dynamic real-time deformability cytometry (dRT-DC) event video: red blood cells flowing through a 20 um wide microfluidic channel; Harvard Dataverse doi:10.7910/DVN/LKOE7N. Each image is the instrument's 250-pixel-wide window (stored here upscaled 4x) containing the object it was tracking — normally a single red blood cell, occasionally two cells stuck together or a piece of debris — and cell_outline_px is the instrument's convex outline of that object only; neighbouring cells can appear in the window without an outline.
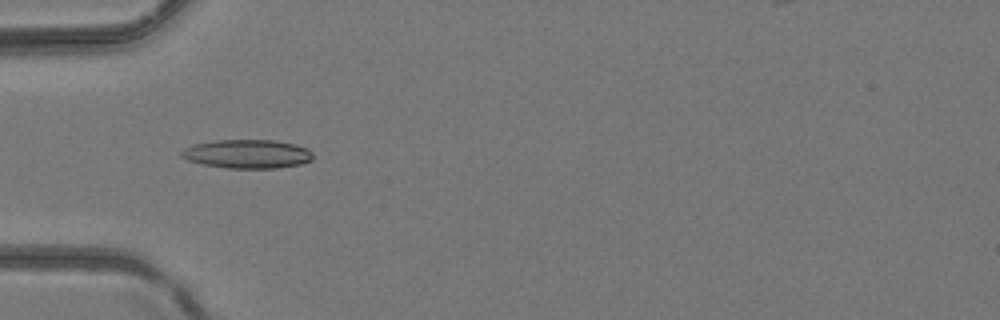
{"species": "common noctule bat (a hibernating species)", "species_latin": "Nyctalus noctula", "temperature_condition": "room temperature", "stored_images_in_passage": 2, "camera_frame_rate_fps": 3000, "um_per_image_px": 0.085, "animal": {"sex": "female", "body_mass_g": 24.6, "forearm_length_mm": 56.2}, "frame": {"image": 1, "passage_image": 1, "time_ms": 0.0, "image_size_px": [1000, 320], "cell_outline_px": [[312, 160], [300, 164], [276, 168], [228, 168], [204, 164], [188, 160], [180, 156], [176, 152], [192, 144], [216, 140], [276, 140], [296, 144], [308, 148], [312, 152]], "centroid_in_image_um": [20.99, 13.07], "position_along_channel_um": 64.0, "area_um2": 22.25}}
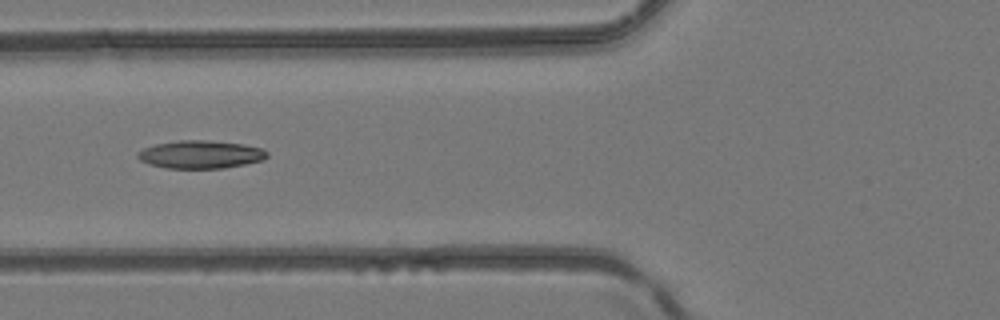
{"frame": {"image": 2, "passage_image": 2, "time_ms": 0.333, "image_size_px": [1000, 320], "cell_outline_px": [[268, 156], [264, 160], [224, 168], [164, 168], [148, 164], [140, 160], [136, 156], [136, 152], [144, 148], [156, 144], [176, 140], [208, 140], [244, 144], [264, 148], [268, 152]], "centroid_in_image_um": [17.05, 13.12], "position_along_channel_um": 108.8, "area_um2": 21.33}}